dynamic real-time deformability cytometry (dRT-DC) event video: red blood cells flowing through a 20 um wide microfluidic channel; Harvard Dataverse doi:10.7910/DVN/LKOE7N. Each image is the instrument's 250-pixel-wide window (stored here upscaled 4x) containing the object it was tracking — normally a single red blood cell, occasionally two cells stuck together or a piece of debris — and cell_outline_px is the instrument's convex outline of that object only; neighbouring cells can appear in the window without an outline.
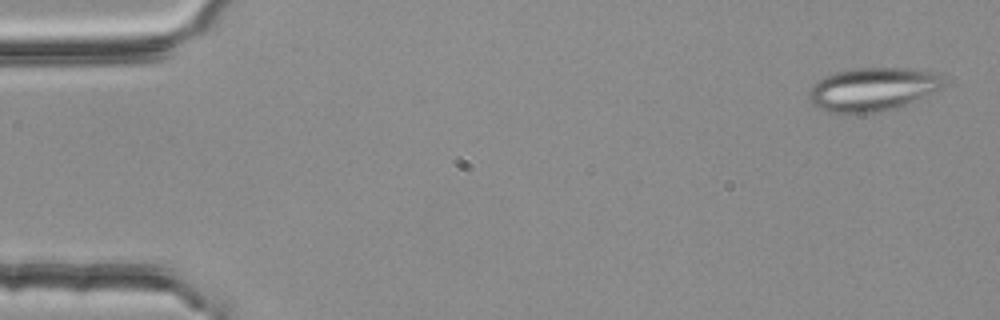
{"species": "common noctule bat (a hibernating species)", "species_latin": "Nyctalus noctula", "temperature_condition": "room temperature", "stored_images_in_passage": 5, "camera_frame_rate_fps": 3000, "um_per_image_px": 0.085, "animal": {"sex": "female", "body_mass_g": 25.1}, "frame": {"image": 1, "passage_image": 1, "time_ms": 0.0, "image_size_px": [1000, 320], "cell_outline_px": [[944, 84], [940, 88], [916, 104], [900, 108], [876, 112], [828, 112], [816, 108], [808, 100], [808, 96], [812, 84], [824, 76], [836, 72], [852, 68], [916, 68], [940, 72], [944, 76]], "centroid_in_image_um": [74.26, 7.58], "position_along_channel_um": 10.7, "area_um2": 35.08}}